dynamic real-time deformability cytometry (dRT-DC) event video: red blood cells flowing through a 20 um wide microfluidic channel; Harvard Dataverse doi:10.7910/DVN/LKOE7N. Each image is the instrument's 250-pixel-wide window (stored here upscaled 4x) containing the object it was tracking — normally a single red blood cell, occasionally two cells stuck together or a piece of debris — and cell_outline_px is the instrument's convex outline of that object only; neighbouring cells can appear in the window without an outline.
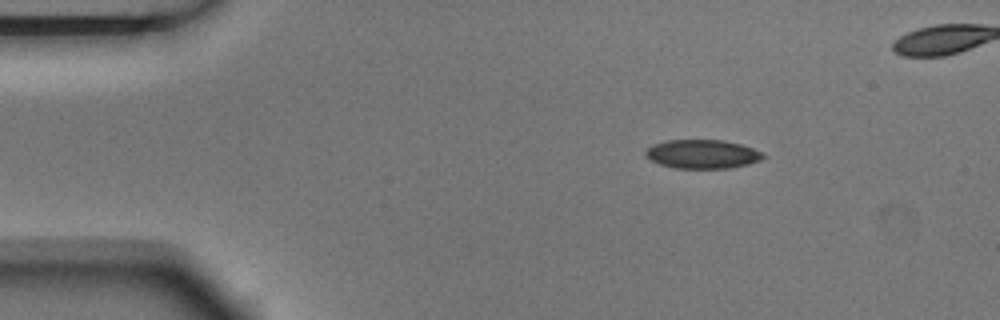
{"species": "Egyptian fruit bat (a non-hibernating species)", "species_latin": "Rousettus aegyptiacus", "temperature_condition": "room temperature", "stored_images_in_passage": 4, "camera_frame_rate_fps": 3000, "um_per_image_px": 0.085, "animal": {"sex": "male"}, "frame": {"image": 1, "passage_image": 1, "time_ms": 0.0, "image_size_px": [1000, 320], "cell_outline_px": [[764, 156], [760, 160], [748, 164], [728, 168], [676, 168], [660, 164], [652, 160], [644, 152], [652, 144], [668, 140], [724, 140], [740, 144], [752, 148], [760, 152]], "centroid_in_image_um": [59.69, 13.09], "position_along_channel_um": 25.3, "area_um2": 19.48}}